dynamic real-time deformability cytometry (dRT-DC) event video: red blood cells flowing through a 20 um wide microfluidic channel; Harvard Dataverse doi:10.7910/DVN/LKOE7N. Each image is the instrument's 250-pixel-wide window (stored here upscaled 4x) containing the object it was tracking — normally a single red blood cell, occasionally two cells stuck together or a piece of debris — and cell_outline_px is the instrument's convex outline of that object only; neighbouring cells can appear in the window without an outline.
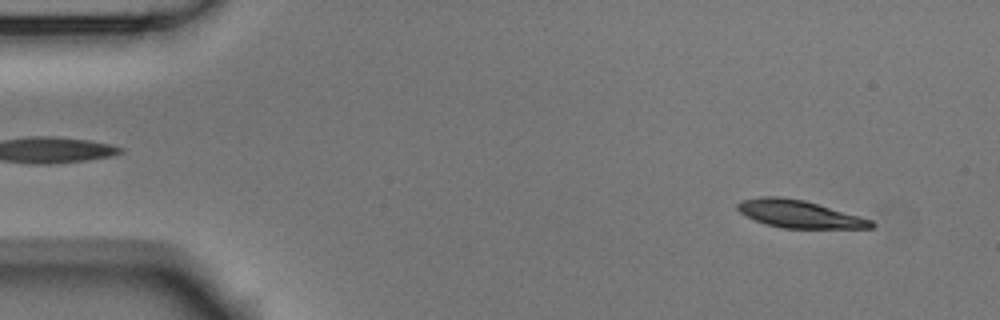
{"species": "Egyptian fruit bat (a non-hibernating species)", "species_latin": "Rousettus aegyptiacus", "temperature_condition": "room temperature", "stored_images_in_passage": 9, "camera_frame_rate_fps": 3000, "um_per_image_px": 0.085, "animal": {"sex": "male"}, "frame": {"image": 1, "passage_image": 4, "time_ms": 1.0, "image_size_px": [1000, 320], "cell_outline_px": [[876, 224], [872, 228], [780, 228], [764, 224], [744, 216], [736, 208], [736, 204], [740, 200], [760, 196], [780, 196], [804, 200], [860, 216], [872, 220]], "centroid_in_image_um": [67.87, 18.19], "position_along_channel_um": 17.1, "area_um2": 21.68}}